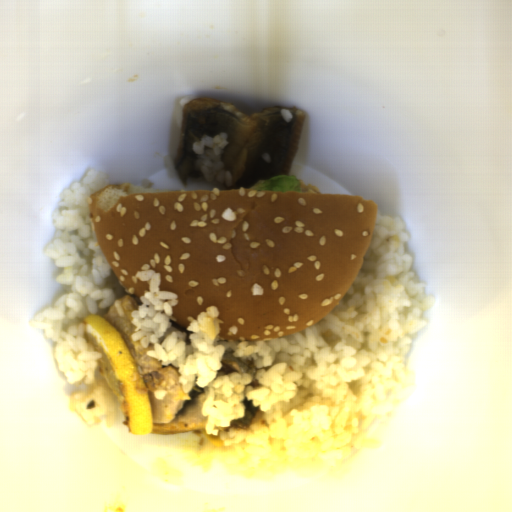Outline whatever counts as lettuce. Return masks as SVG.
I'll return each mask as SVG.
<instances>
[{
    "instance_id": "9fb2a089",
    "label": "lettuce",
    "mask_w": 512,
    "mask_h": 512,
    "mask_svg": "<svg viewBox=\"0 0 512 512\" xmlns=\"http://www.w3.org/2000/svg\"><path fill=\"white\" fill-rule=\"evenodd\" d=\"M243 189H252L269 192H299L301 190L299 179L293 175L276 176L269 180H261Z\"/></svg>"
}]
</instances>
